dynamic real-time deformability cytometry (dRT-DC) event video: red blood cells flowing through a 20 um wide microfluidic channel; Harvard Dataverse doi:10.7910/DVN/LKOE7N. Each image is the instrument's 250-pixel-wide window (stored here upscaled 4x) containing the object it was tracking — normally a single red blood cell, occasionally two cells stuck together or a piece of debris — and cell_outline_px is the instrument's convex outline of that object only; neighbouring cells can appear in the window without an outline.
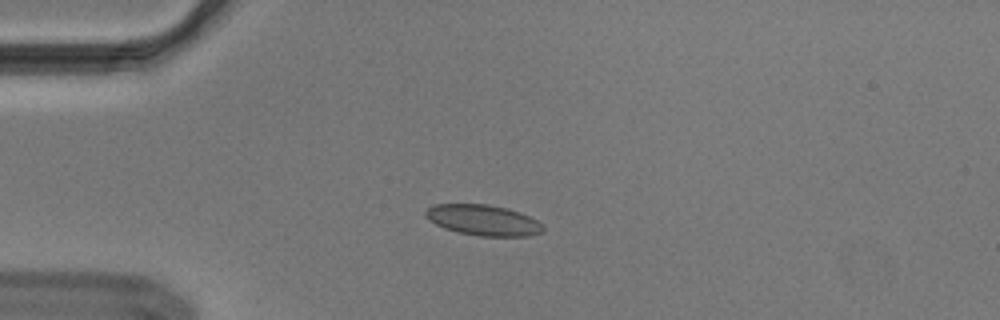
{"species": "Egyptian fruit bat (a non-hibernating species)", "species_latin": "Rousettus aegyptiacus", "temperature_condition": "cold", "stored_images_in_passage": 42, "camera_frame_rate_fps": 3000, "um_per_image_px": 0.085, "animal": {"sex": "male"}, "frame": {"image": 1, "passage_image": 1, "time_ms": 0.0, "image_size_px": [1000, 320], "cell_outline_px": [[544, 232], [528, 236], [480, 236], [456, 232], [444, 228], [428, 220], [424, 216], [424, 212], [428, 208], [436, 204], [488, 204], [508, 208], [520, 212], [536, 220], [544, 228]], "centroid_in_image_um": [41.05, 18.71], "position_along_channel_um": 43.9, "area_um2": 21.1}}
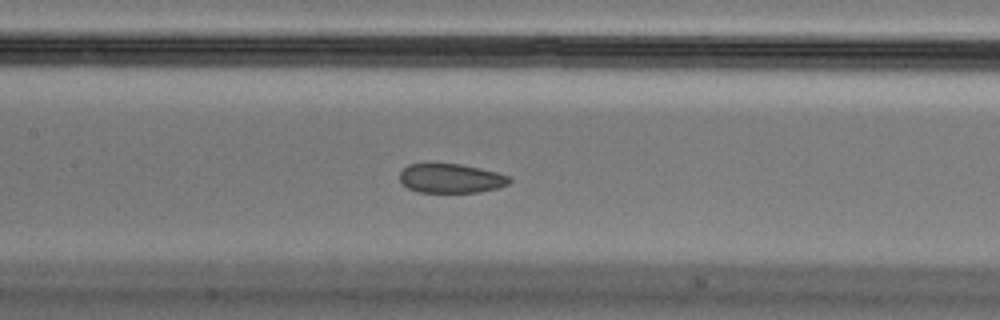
{"frame": {"image": 2, "passage_image": 13, "time_ms": 4.0, "image_size_px": [1000, 320], "cell_outline_px": [[512, 180], [508, 184], [496, 188], [480, 192], [416, 192], [408, 188], [400, 180], [400, 172], [408, 164], [424, 160], [428, 160], [460, 164], [480, 168], [496, 172], [508, 176]], "centroid_in_image_um": [38.25, 15.11], "position_along_channel_um": 169.1, "area_um2": 19.36}}
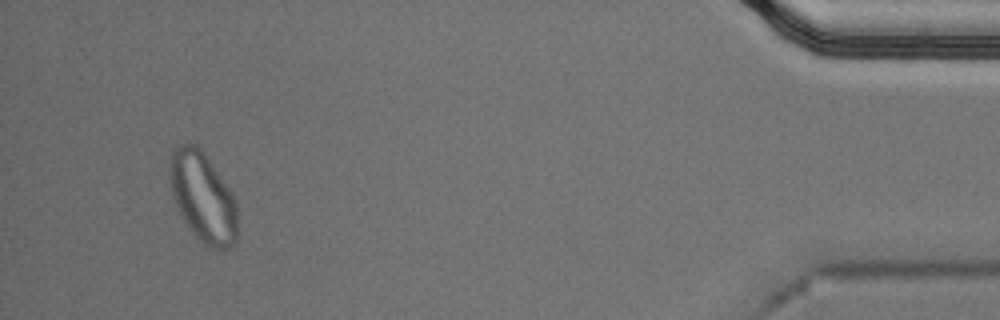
{"frame": {"image": 3, "passage_image": 39, "time_ms": 12.667, "image_size_px": [1000, 320], "cell_outline_px": [[236, 240], [228, 248], [208, 248], [192, 232], [176, 208], [172, 196], [168, 180], [168, 172], [172, 148], [176, 144], [196, 144], [200, 148], [228, 188], [236, 204]], "centroid_in_image_um": [17.17, 16.74], "position_along_channel_um": 418.0, "area_um2": 35.2}, "authors_computed_cell_mechanics": {"area_um2": 21.1259, "velocity_mm_per_s": 3.6581, "shape_relaxation_time_tau1_ms": null, "shape_relaxation_time_tau2_ms": 1.3882, "deformation_change_tau1": null, "deformation_change_tau2": 0.0495}}